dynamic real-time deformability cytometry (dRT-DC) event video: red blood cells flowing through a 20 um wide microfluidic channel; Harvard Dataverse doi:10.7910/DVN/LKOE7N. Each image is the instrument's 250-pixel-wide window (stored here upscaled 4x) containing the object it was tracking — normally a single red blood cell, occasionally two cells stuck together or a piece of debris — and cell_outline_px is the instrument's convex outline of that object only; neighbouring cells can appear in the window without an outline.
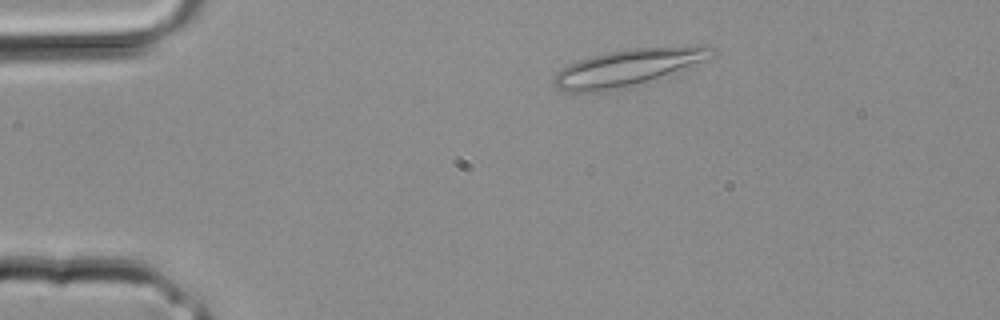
{"species": "common noctule bat (a hibernating species)", "species_latin": "Nyctalus noctula", "temperature_condition": "room temperature", "stored_images_in_passage": 10, "camera_frame_rate_fps": 3000, "um_per_image_px": 0.085, "animal": {"sex": "male", "body_mass_g": 20.4}, "frame": {"image": 1, "passage_image": 4, "time_ms": 1.0, "image_size_px": [1000, 320], "cell_outline_px": [[716, 52], [712, 56], [704, 60], [648, 80], [604, 92], [564, 92], [556, 88], [552, 80], [556, 72], [560, 68], [568, 64], [604, 52], [632, 48], [704, 44], [716, 48]], "centroid_in_image_um": [53.32, 5.71], "position_along_channel_um": 31.7, "area_um2": 33.64}}
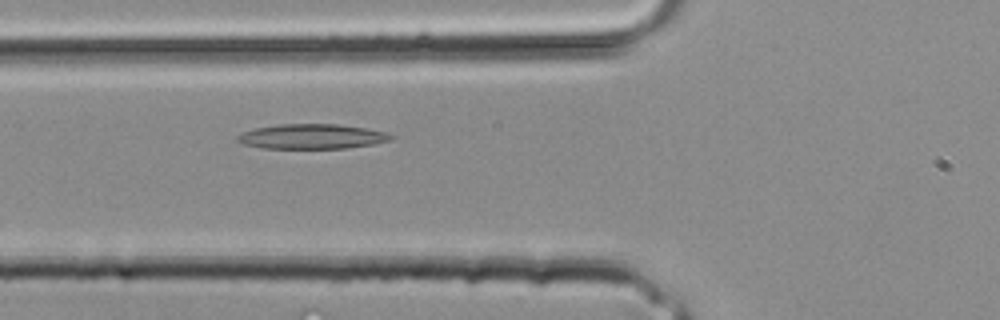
{"frame": {"image": 2, "passage_image": 10, "time_ms": 3.0, "image_size_px": [1000, 320], "cell_outline_px": [[396, 136], [392, 140], [372, 144], [348, 148], [264, 148], [244, 144], [236, 140], [236, 136], [244, 132], [256, 128], [280, 124], [340, 124], [368, 128], [388, 132]], "centroid_in_image_um": [26.59, 11.59], "position_along_channel_um": 99.2, "area_um2": 22.31}}